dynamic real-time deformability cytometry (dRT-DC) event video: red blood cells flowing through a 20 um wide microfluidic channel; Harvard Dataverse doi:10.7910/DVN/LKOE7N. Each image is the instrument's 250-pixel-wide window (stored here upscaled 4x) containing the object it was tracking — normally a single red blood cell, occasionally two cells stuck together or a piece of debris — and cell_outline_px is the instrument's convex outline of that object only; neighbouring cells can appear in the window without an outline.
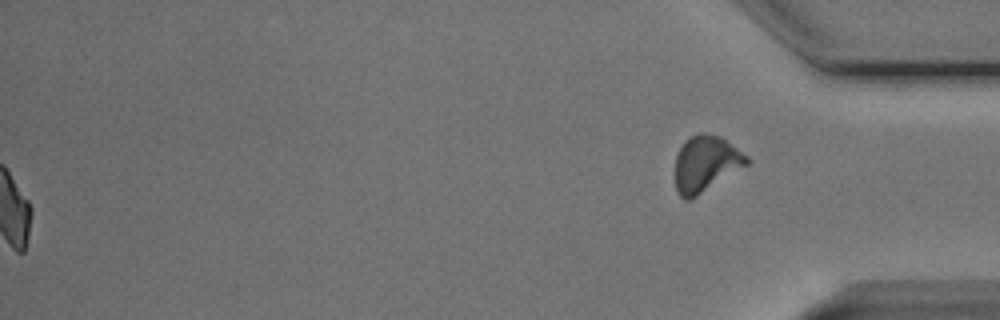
{"species": "Egyptian fruit bat (a non-hibernating species)", "species_latin": "Rousettus aegyptiacus", "temperature_condition": "cold", "stored_images_in_passage": 54, "segment_of_instrument_passage": [2, 2], "camera_frame_rate_fps": 3000, "um_per_image_px": 0.085, "animal": {"sex": "male"}, "frame": {"image": 1, "passage_image": 54, "time_ms": 17.667, "image_size_px": [1000, 320], "cell_outline_px": [[748, 164], [692, 200], [684, 200], [680, 196], [676, 188], [676, 156], [684, 140], [700, 132], [704, 132], [720, 136], [748, 156]], "centroid_in_image_um": [59.98, 13.93], "position_along_channel_um": 375.2, "area_um2": 23.35}}